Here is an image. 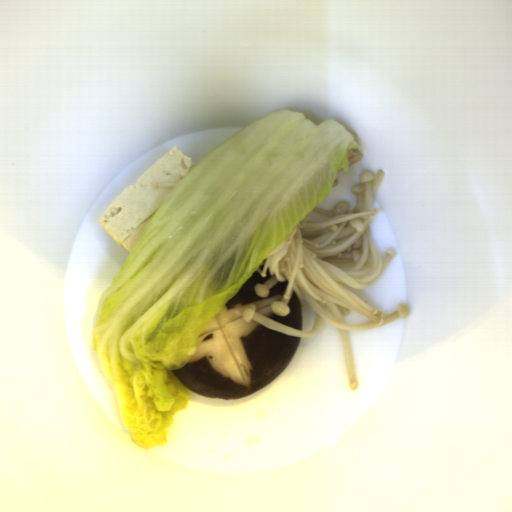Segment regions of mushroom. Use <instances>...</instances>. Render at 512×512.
<instances>
[{
	"mask_svg": "<svg viewBox=\"0 0 512 512\" xmlns=\"http://www.w3.org/2000/svg\"><path fill=\"white\" fill-rule=\"evenodd\" d=\"M270 278V268L267 276L256 270L198 335L190 360L171 370L187 390L237 400L270 385L289 365L302 337L281 333L253 318L250 322L243 319L245 308L255 306V313L303 331L298 293H292L288 316L272 310L273 302L281 301L288 280L273 285L267 298L257 295L255 285Z\"/></svg>",
	"mask_w": 512,
	"mask_h": 512,
	"instance_id": "mushroom-1",
	"label": "mushroom"
}]
</instances>
